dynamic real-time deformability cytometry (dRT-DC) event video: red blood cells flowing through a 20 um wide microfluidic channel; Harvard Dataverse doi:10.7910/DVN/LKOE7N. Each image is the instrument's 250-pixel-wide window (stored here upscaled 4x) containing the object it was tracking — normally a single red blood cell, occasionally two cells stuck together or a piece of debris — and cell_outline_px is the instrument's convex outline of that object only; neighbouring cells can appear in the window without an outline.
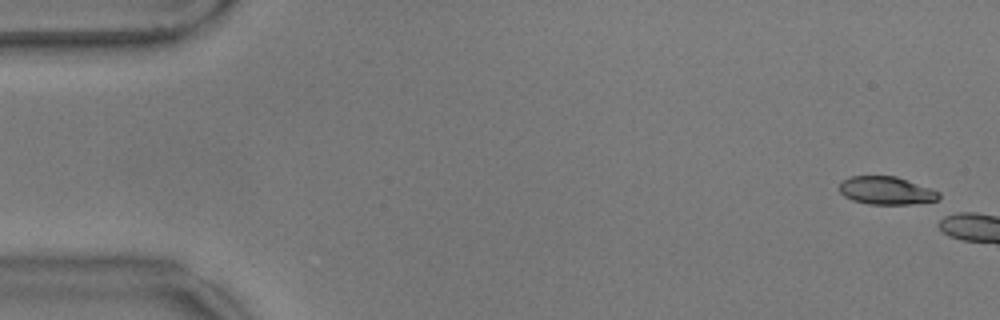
{"species": "common noctule bat (a hibernating species)", "species_latin": "Nyctalus noctula", "temperature_condition": "warm", "stored_images_in_passage": 4, "camera_frame_rate_fps": 3000, "um_per_image_px": 0.085, "animal": {"sex": "male", "body_mass_g": 17.9}, "frame": {"image": 1, "passage_image": 1, "time_ms": 0.0, "image_size_px": [1000, 320], "cell_outline_px": [[940, 204], [868, 204], [852, 200], [844, 196], [840, 192], [840, 184], [844, 180], [852, 176], [896, 176], [932, 188], [940, 192]], "centroid_in_image_um": [75.47, 16.23], "position_along_channel_um": 9.5, "area_um2": 16.7}}